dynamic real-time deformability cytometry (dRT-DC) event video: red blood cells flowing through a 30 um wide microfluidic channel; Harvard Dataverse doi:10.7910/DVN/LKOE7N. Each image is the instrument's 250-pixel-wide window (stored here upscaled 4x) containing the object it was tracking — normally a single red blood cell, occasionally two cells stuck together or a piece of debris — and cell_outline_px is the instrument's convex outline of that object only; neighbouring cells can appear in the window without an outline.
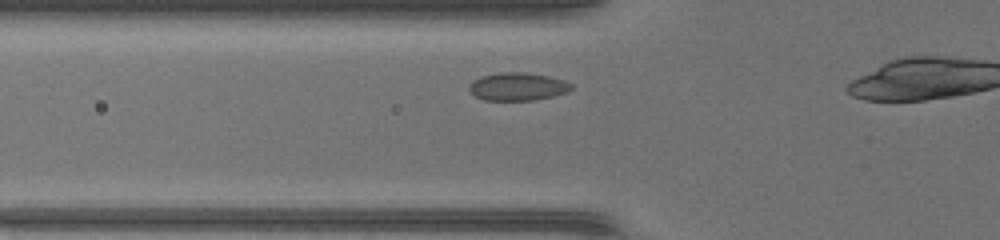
{"species": "common noctule bat (a hibernating species)", "species_latin": "Nyctalus noctula", "temperature_condition": "warm", "stored_images_in_passage": 28, "camera_frame_rate_fps": 3000, "um_per_image_px": 0.085, "animal": {"sex": "female", "body_mass_g": 17.0, "forearm_length_mm": 48.0}, "frame": {"image": 1, "passage_image": 14, "time_ms": 4.333, "image_size_px": [1000, 240], "cell_outline_px": [[572, 88], [568, 92], [536, 100], [484, 100], [476, 96], [468, 88], [468, 84], [472, 80], [480, 76], [500, 72], [524, 72], [548, 76], [564, 80], [572, 84]], "centroid_in_image_um": [43.98, 7.35], "position_along_channel_um": 81.8, "area_um2": 16.7}}
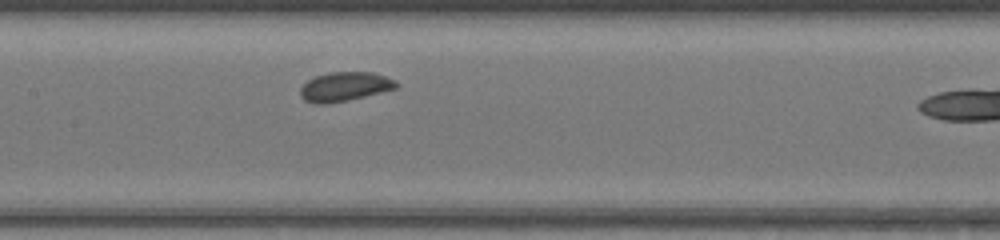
{"frame": {"image": 2, "passage_image": 21, "time_ms": 6.667, "image_size_px": [1000, 240], "cell_outline_px": [[400, 84], [396, 88], [364, 96], [324, 104], [312, 104], [304, 100], [300, 96], [300, 88], [308, 80], [316, 76], [328, 72], [372, 72], [396, 80]], "centroid_in_image_um": [29.28, 7.35], "position_along_channel_um": 178.1, "area_um2": 16.18}}
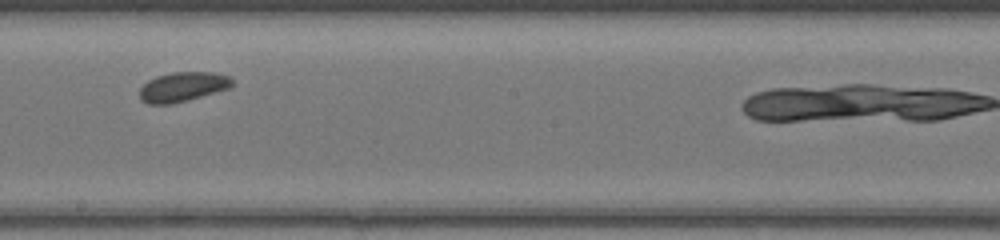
{"frame": {"image": 3, "passage_image": 25, "time_ms": 8.0, "image_size_px": [1000, 240], "cell_outline_px": [[232, 88], [188, 100], [172, 104], [148, 104], [140, 100], [140, 88], [148, 80], [156, 76], [172, 72], [216, 72], [228, 76], [232, 80]], "centroid_in_image_um": [15.54, 7.38], "position_along_channel_um": 232.7, "area_um2": 16.13}}